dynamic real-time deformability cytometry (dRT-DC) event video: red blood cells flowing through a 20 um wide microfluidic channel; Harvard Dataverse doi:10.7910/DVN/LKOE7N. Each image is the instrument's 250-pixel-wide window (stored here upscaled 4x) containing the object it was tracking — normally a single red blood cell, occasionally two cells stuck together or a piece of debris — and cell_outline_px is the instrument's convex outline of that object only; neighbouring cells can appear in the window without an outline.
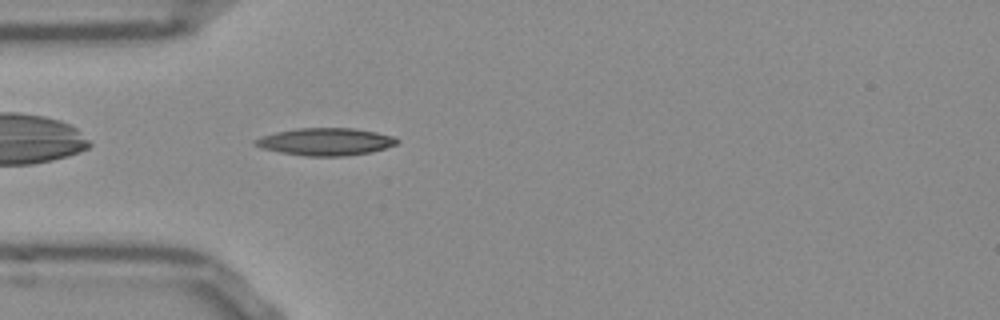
{"species": "Egyptian fruit bat (a non-hibernating species)", "species_latin": "Rousettus aegyptiacus", "temperature_condition": "room temperature", "stored_images_in_passage": 39, "camera_frame_rate_fps": 3000, "um_per_image_px": 0.085, "frame": {"image": 1, "passage_image": 2, "time_ms": 0.333, "image_size_px": [1000, 320], "cell_outline_px": [[400, 140], [396, 144], [384, 148], [368, 152], [344, 156], [304, 156], [280, 152], [264, 148], [252, 144], [252, 140], [276, 132], [300, 128], [352, 128], [376, 132], [392, 136]], "centroid_in_image_um": [27.66, 12.04], "position_along_channel_um": 57.3, "area_um2": 22.37}}
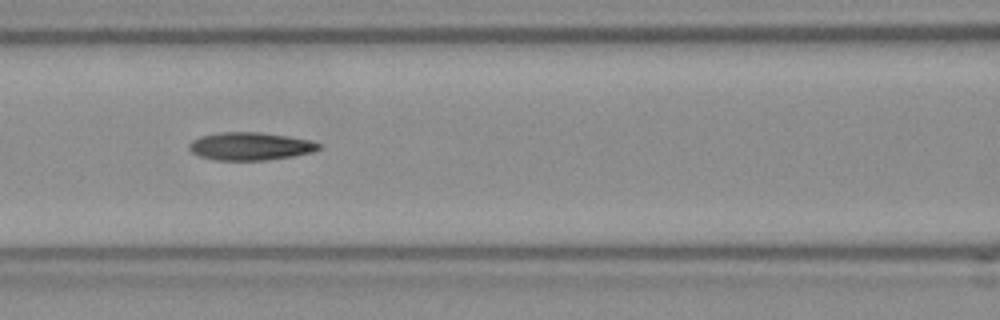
{"frame": {"image": 2, "passage_image": 9, "time_ms": 2.667, "image_size_px": [1000, 320], "cell_outline_px": [[320, 148], [312, 152], [292, 156], [264, 160], [216, 160], [200, 156], [192, 152], [188, 148], [188, 144], [192, 140], [200, 136], [220, 132], [256, 132], [288, 136], [308, 140], [320, 144]], "centroid_in_image_um": [21.22, 12.43], "position_along_channel_um": 145.4, "area_um2": 20.87}}
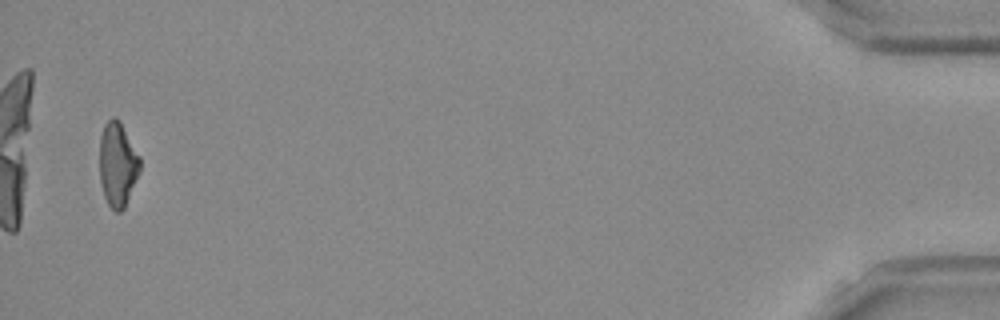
{"frame": {"image": 3, "passage_image": 38, "time_ms": 12.333, "image_size_px": [1000, 320], "cell_outline_px": [[140, 172], [124, 208], [120, 212], [116, 212], [108, 204], [104, 196], [100, 184], [100, 136], [104, 124], [112, 116], [116, 116], [120, 120], [140, 156]], "centroid_in_image_um": [10.0, 13.94], "position_along_channel_um": 425.2, "area_um2": 20.06}, "authors_computed_cell_mechanics": {"area_um2": 20.5768, "velocity_mm_per_s": 3.8563, "shape_relaxation_time_tau1_ms": 9.7478, "shape_relaxation_time_tau2_ms": 4.5191, "deformation_change_tau1": 0.239, "deformation_change_tau2": 0.1491}}